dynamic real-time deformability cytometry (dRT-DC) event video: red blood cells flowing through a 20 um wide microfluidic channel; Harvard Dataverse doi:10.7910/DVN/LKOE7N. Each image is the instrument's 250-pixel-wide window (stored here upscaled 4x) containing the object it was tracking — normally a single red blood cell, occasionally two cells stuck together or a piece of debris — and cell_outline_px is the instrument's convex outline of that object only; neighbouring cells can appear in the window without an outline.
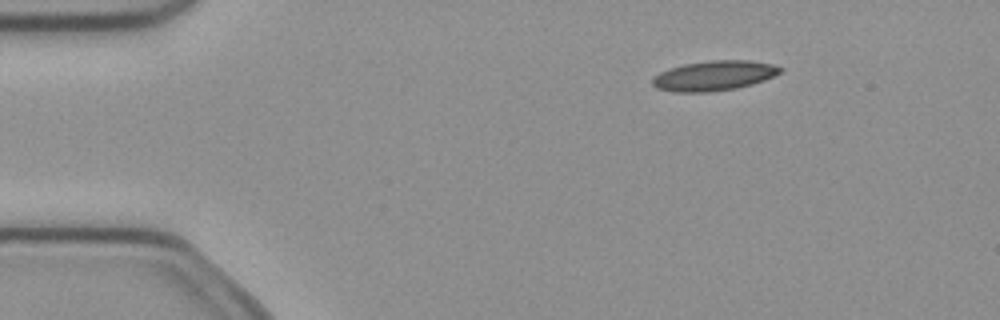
{"species": "common noctule bat (a hibernating species)", "species_latin": "Nyctalus noctula", "temperature_condition": "cold", "stored_images_in_passage": 5, "camera_frame_rate_fps": 3000, "um_per_image_px": 0.085, "animal": {"sex": "female", "body_mass_g": 21.9}, "frame": {"image": 1, "passage_image": 2, "time_ms": 0.333, "image_size_px": [1000, 320], "cell_outline_px": [[784, 68], [780, 72], [764, 80], [752, 84], [736, 88], [708, 92], [676, 92], [656, 88], [652, 84], [652, 76], [668, 68], [684, 64], [712, 60], [752, 60], [772, 64]], "centroid_in_image_um": [60.67, 6.43], "position_along_channel_um": 24.3, "area_um2": 22.31}}